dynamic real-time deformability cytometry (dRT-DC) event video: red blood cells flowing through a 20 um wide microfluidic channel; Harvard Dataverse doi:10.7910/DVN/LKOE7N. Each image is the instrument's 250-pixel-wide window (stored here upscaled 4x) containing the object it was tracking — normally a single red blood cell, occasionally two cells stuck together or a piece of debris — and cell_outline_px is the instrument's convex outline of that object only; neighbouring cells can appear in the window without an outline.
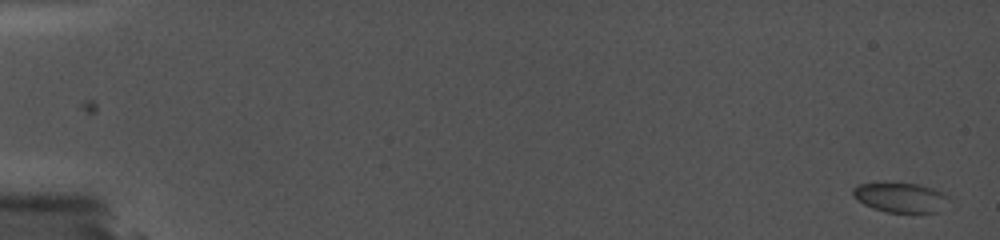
{"species": "common noctule bat (a hibernating species)", "species_latin": "Nyctalus noctula", "temperature_condition": "cold", "stored_images_in_passage": 8, "camera_frame_rate_fps": 5000, "um_per_image_px": 0.085, "animal": {"sex": "female", "body_mass_g": 19.0, "forearm_length_mm": 56.7}, "frame": {"image": 1, "passage_image": 1, "time_ms": 0.0, "image_size_px": [1000, 240], "cell_outline_px": [[952, 200], [936, 212], [888, 212], [872, 208], [856, 200], [852, 196], [852, 188], [860, 184], [920, 184], [944, 192]], "centroid_in_image_um": [76.57, 16.79], "position_along_channel_um": 8.4, "area_um2": 16.47}}
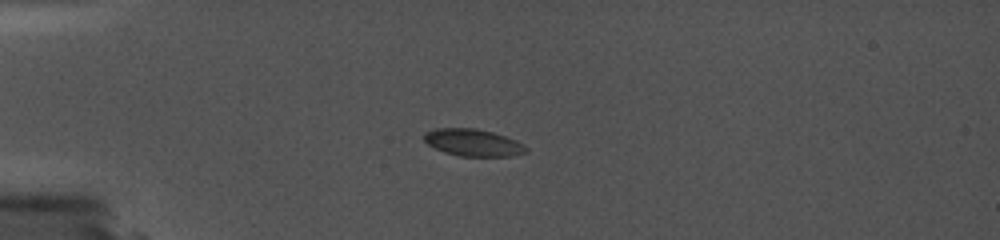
{"frame": {"image": 2, "passage_image": 6, "time_ms": 5.0, "image_size_px": [1000, 240], "cell_outline_px": [[528, 152], [512, 156], [460, 156], [444, 152], [428, 144], [424, 140], [424, 132], [436, 128], [476, 128], [492, 132], [516, 140], [524, 144], [528, 148]], "centroid_in_image_um": [40.23, 12.12], "position_along_channel_um": 44.8, "area_um2": 16.13}}